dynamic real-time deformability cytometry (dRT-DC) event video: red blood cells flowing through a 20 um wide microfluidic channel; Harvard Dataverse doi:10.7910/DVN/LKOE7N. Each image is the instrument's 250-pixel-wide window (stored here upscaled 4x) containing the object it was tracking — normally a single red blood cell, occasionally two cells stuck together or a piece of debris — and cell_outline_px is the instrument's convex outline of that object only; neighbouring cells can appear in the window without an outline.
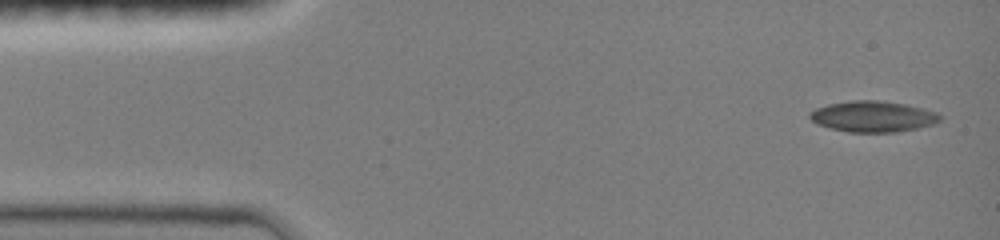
{"species": "common noctule bat (a hibernating species)", "species_latin": "Nyctalus noctula", "temperature_condition": "room temperature", "stored_images_in_passage": 41, "camera_frame_rate_fps": 3000, "um_per_image_px": 0.085, "animal": {"sex": "female", "body_mass_g": 19.0, "forearm_length_mm": 51.5}, "frame": {"image": 1, "passage_image": 1, "time_ms": 0.0, "image_size_px": [1000, 240], "cell_outline_px": [[940, 120], [932, 124], [916, 128], [896, 132], [848, 132], [816, 124], [808, 116], [808, 112], [816, 108], [828, 104], [852, 100], [876, 100], [904, 104], [936, 112], [940, 116]], "centroid_in_image_um": [74.14, 9.9], "position_along_channel_um": 10.9, "area_um2": 23.24}}
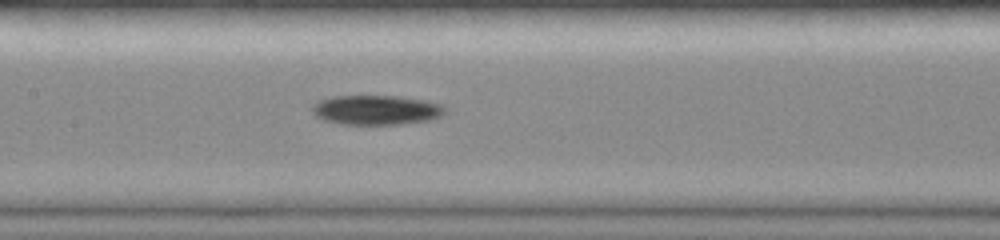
{"frame": {"image": 2, "passage_image": 18, "time_ms": 5.667, "image_size_px": [1000, 240], "cell_outline_px": [[448, 108], [440, 116], [428, 120], [400, 124], [344, 124], [324, 120], [316, 116], [312, 112], [312, 104], [320, 100], [332, 96], [396, 96], [428, 100], [444, 104]], "centroid_in_image_um": [32.01, 9.33], "position_along_channel_um": 175.4, "area_um2": 23.0}}
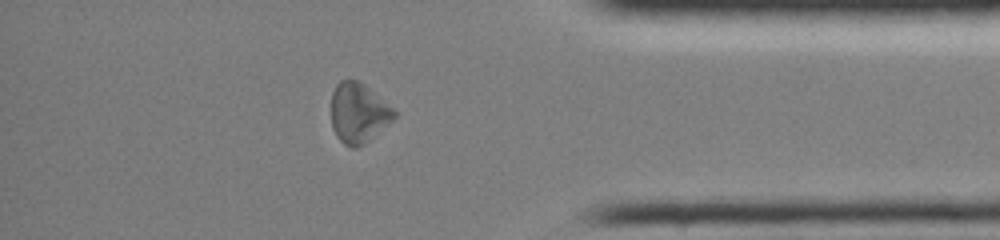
{"frame": {"image": 3, "passage_image": 34, "time_ms": 11.0, "image_size_px": [1000, 240], "cell_outline_px": [[396, 116], [392, 120], [364, 144], [356, 148], [352, 148], [344, 144], [336, 136], [332, 128], [332, 92], [336, 84], [340, 80], [360, 80], [392, 108], [396, 112]], "centroid_in_image_um": [30.44, 9.6], "position_along_channel_um": 404.8, "area_um2": 21.79}}